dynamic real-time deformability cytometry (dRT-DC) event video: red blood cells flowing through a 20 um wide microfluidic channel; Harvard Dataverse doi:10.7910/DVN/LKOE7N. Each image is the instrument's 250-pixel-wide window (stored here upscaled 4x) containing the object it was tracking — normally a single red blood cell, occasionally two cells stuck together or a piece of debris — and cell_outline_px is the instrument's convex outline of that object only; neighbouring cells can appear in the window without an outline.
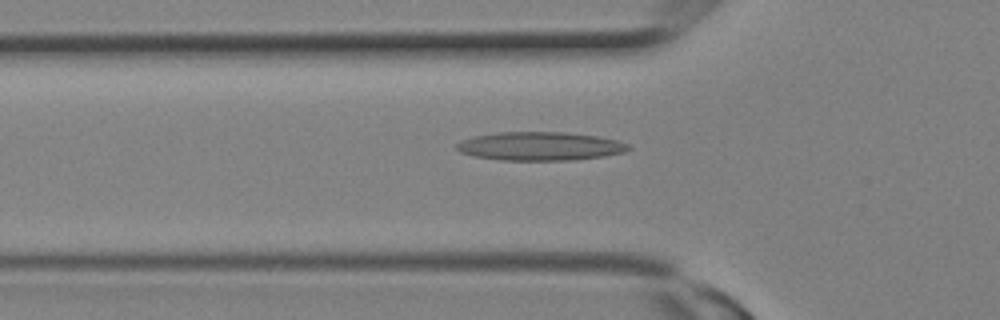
{"species": "Egyptian fruit bat (a non-hibernating species)", "species_latin": "Rousettus aegyptiacus", "temperature_condition": "room temperature", "stored_images_in_passage": 3, "camera_frame_rate_fps": 3000, "um_per_image_px": 0.085, "animal": {"sex": "female"}, "frame": {"image": 1, "passage_image": 3, "time_ms": 0.667, "image_size_px": [1000, 320], "cell_outline_px": [[632, 148], [624, 152], [604, 156], [568, 160], [500, 160], [476, 156], [460, 152], [456, 148], [456, 144], [460, 140], [472, 136], [500, 132], [564, 132], [596, 136], [616, 140], [628, 144]], "centroid_in_image_um": [45.88, 12.42], "position_along_channel_um": 79.9, "area_um2": 28.5}}